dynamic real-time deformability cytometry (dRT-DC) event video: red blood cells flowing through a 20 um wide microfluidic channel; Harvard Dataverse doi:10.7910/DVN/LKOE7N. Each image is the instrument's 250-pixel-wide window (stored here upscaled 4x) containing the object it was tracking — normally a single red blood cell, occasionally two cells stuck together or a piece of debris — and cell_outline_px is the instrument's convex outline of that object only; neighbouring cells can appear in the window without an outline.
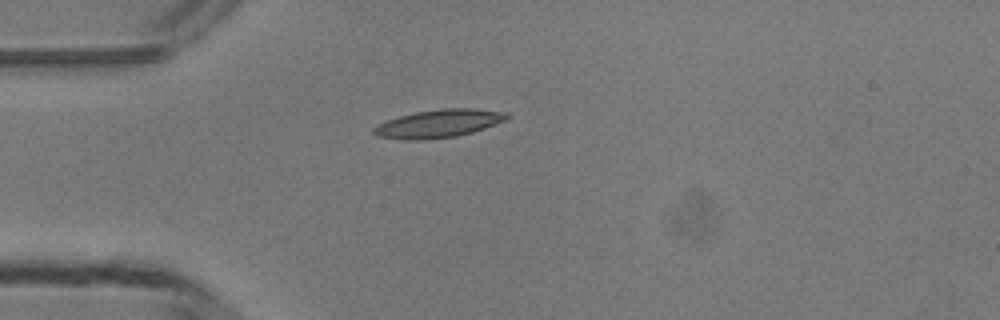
{"species": "common noctule bat (a hibernating species)", "species_latin": "Nyctalus noctula", "temperature_condition": "room temperature", "stored_images_in_passage": 18, "camera_frame_rate_fps": 3000, "um_per_image_px": 0.085, "animal": {"sex": "male", "body_mass_g": 13.3}, "frame": {"image": 1, "passage_image": 1, "time_ms": 0.0, "image_size_px": [1000, 320], "cell_outline_px": [[512, 116], [504, 120], [484, 128], [472, 132], [456, 136], [428, 140], [400, 140], [376, 136], [372, 132], [372, 128], [388, 120], [400, 116], [416, 112], [440, 108], [472, 108], [508, 112]], "centroid_in_image_um": [37.28, 10.51], "position_along_channel_um": 47.7, "area_um2": 21.85}}
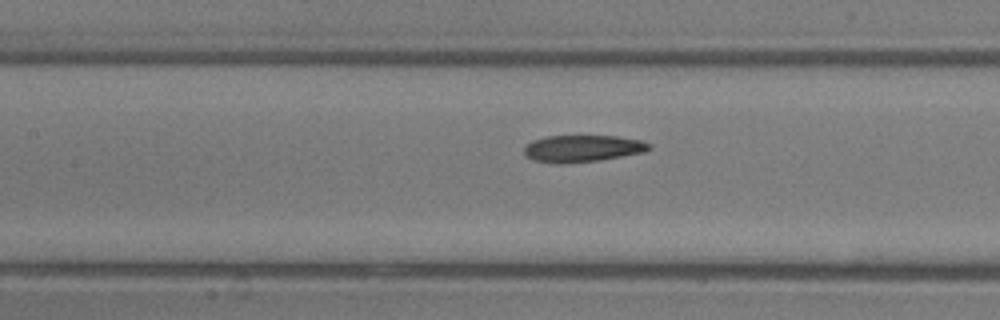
{"frame": {"image": 2, "passage_image": 10, "time_ms": 3.0, "image_size_px": [1000, 320], "cell_outline_px": [[652, 148], [644, 152], [600, 160], [564, 164], [556, 164], [536, 160], [524, 156], [524, 148], [532, 140], [548, 136], [616, 136], [644, 140], [652, 144]], "centroid_in_image_um": [49.55, 12.62], "position_along_channel_um": 157.9, "area_um2": 19.77}}
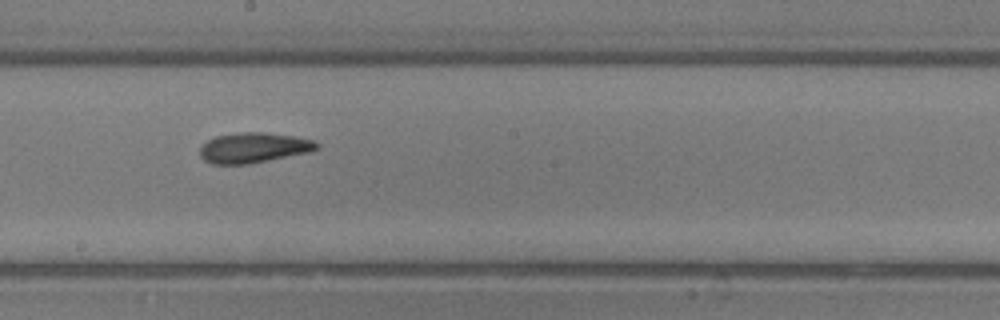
{"frame": {"image": 3, "passage_image": 15, "time_ms": 4.667, "image_size_px": [1000, 320], "cell_outline_px": [[320, 148], [308, 152], [248, 164], [212, 164], [204, 160], [200, 156], [200, 148], [208, 140], [216, 136], [236, 132], [264, 132], [296, 136], [316, 140], [320, 144]], "centroid_in_image_um": [21.59, 12.54], "position_along_channel_um": 226.6, "area_um2": 20.69}}